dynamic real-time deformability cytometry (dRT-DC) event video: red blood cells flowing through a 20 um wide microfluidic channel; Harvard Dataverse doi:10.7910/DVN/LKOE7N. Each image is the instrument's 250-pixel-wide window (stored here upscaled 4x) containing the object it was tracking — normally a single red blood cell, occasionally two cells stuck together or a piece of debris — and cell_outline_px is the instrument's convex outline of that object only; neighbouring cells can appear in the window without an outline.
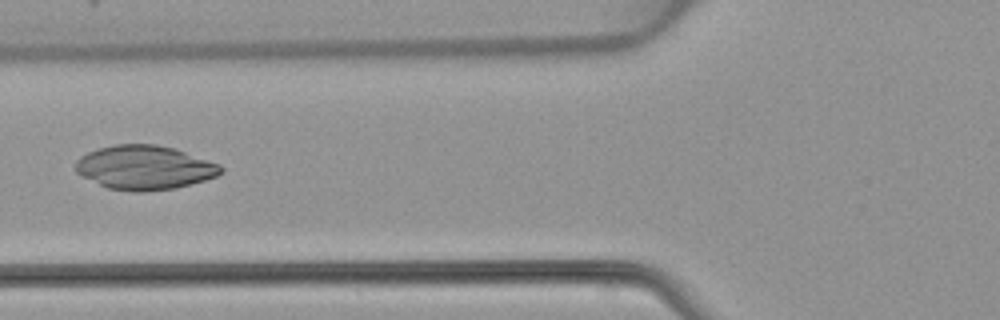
{"species": "common noctule bat (a hibernating species)", "species_latin": "Nyctalus noctula", "temperature_condition": "warm", "stored_images_in_passage": 6, "camera_frame_rate_fps": 3000, "um_per_image_px": 0.085, "animal": {"sex": "female", "body_mass_g": 22.7, "forearm_length_mm": 54.2}, "frame": {"image": 1, "passage_image": 6, "time_ms": 6.0, "image_size_px": [1000, 320], "cell_outline_px": [[224, 172], [216, 176], [204, 180], [176, 188], [140, 192], [132, 192], [108, 188], [76, 172], [76, 160], [80, 156], [96, 148], [112, 144], [156, 144], [176, 148], [220, 164], [224, 168]], "centroid_in_image_um": [12.31, 14.22], "position_along_channel_um": 113.5, "area_um2": 37.51}}